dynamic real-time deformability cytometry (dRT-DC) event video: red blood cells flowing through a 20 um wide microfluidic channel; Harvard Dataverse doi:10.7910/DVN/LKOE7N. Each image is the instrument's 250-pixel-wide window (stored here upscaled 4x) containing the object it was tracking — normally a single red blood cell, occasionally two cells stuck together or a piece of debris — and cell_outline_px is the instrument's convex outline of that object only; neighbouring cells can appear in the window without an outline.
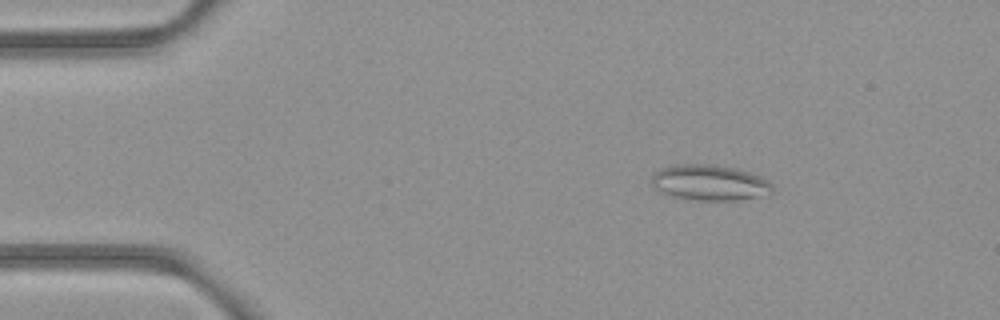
{"species": "common noctule bat (a hibernating species)", "species_latin": "Nyctalus noctula", "temperature_condition": "room temperature", "stored_images_in_passage": 48, "camera_frame_rate_fps": 3000, "um_per_image_px": 0.085, "animal": {"sex": "female", "body_mass_g": 21.9}, "frame": {"image": 1, "passage_image": 3, "time_ms": 0.667, "image_size_px": [1000, 320], "cell_outline_px": [[772, 192], [768, 196], [736, 200], [700, 200], [676, 196], [660, 192], [652, 184], [652, 176], [660, 168], [676, 164], [712, 164], [736, 168], [760, 176], [768, 180], [772, 184]], "centroid_in_image_um": [60.37, 15.52], "position_along_channel_um": 24.6, "area_um2": 25.09}}
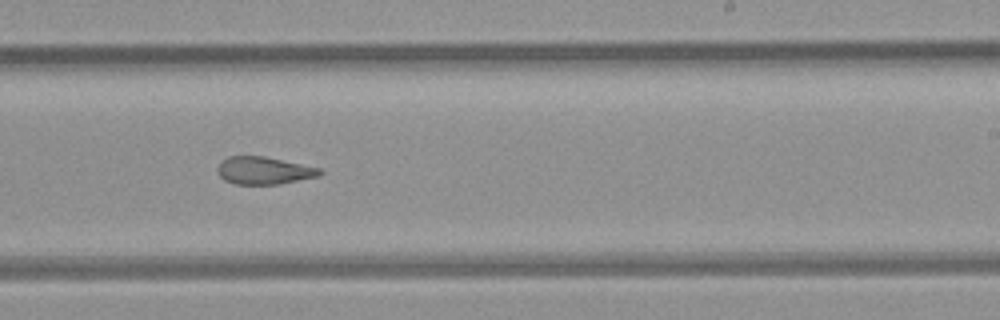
{"frame": {"image": 2, "passage_image": 27, "time_ms": 8.667, "image_size_px": [1000, 320], "cell_outline_px": [[324, 172], [320, 176], [280, 184], [236, 184], [224, 180], [216, 172], [216, 168], [228, 156], [264, 156], [320, 168]], "centroid_in_image_um": [22.44, 14.5], "position_along_channel_um": 266.6, "area_um2": 16.42}}
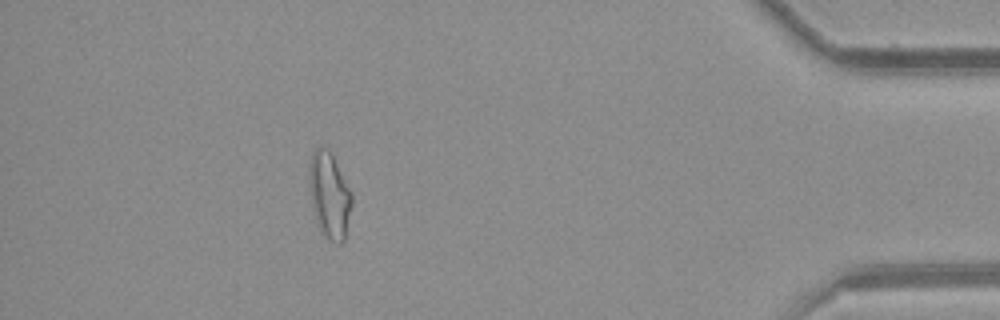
{"frame": {"image": 3, "passage_image": 42, "time_ms": 13.667, "image_size_px": [1000, 320], "cell_outline_px": [[352, 204], [344, 240], [340, 244], [336, 244], [328, 240], [320, 232], [316, 224], [312, 204], [308, 176], [308, 164], [312, 152], [316, 148], [328, 148], [332, 152], [352, 192]], "centroid_in_image_um": [27.99, 16.59], "position_along_channel_um": 407.2, "area_um2": 21.85}, "authors_computed_cell_mechanics": {"area_um2": 18.9584, "velocity_mm_per_s": 3.9291, "shape_relaxation_time_tau1_ms": null, "shape_relaxation_time_tau2_ms": 3.147, "deformation_change_tau1": null, "deformation_change_tau2": 0.1133}}